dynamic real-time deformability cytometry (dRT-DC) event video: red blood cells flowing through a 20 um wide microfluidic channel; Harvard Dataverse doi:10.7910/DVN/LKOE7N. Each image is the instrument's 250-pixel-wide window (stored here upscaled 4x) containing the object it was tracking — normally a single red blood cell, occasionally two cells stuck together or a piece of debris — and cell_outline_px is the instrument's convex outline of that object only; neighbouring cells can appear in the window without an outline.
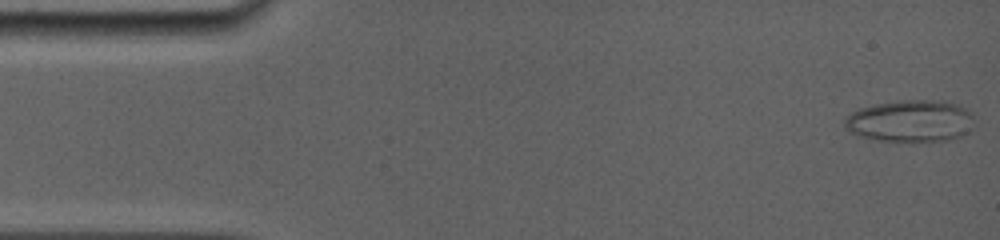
{"species": "common noctule bat (a hibernating species)", "species_latin": "Nyctalus noctula", "temperature_condition": "room temperature", "stored_images_in_passage": 37, "camera_frame_rate_fps": 5000, "um_per_image_px": 0.085, "animal": {"sex": "female", "body_mass_g": 19.0, "forearm_length_mm": 56.7}, "frame": {"image": 1, "passage_image": 1, "time_ms": 0.0, "image_size_px": [1000, 240], "cell_outline_px": [[972, 128], [968, 132], [960, 136], [948, 140], [876, 140], [860, 136], [848, 132], [844, 128], [844, 120], [852, 112], [860, 108], [876, 104], [900, 100], [944, 100], [964, 108], [972, 116]], "centroid_in_image_um": [77.35, 10.27], "position_along_channel_um": 7.7, "area_um2": 31.33}}
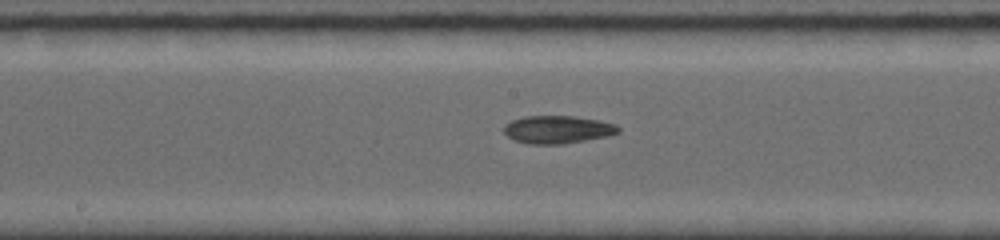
{"frame": {"image": 2, "passage_image": 21, "time_ms": 8.0, "image_size_px": [1000, 240], "cell_outline_px": [[620, 132], [608, 136], [564, 144], [528, 144], [516, 140], [508, 136], [504, 132], [504, 124], [512, 120], [524, 116], [576, 116], [600, 120], [616, 124], [620, 128]], "centroid_in_image_um": [47.42, 11.0], "position_along_channel_um": 200.8, "area_um2": 18.67}}
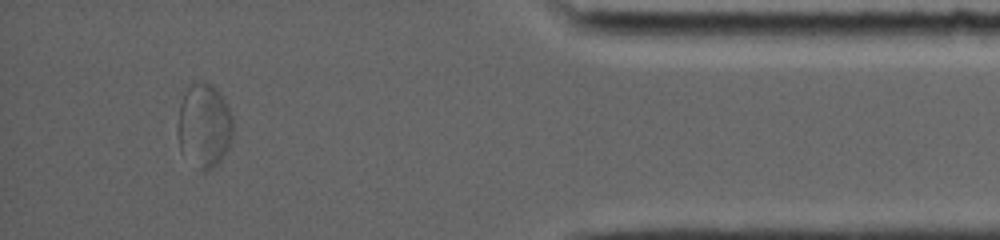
{"frame": {"image": 3, "passage_image": 33, "time_ms": 14.4, "image_size_px": [1000, 240], "cell_outline_px": [[232, 136], [228, 148], [220, 160], [212, 168], [200, 172], [180, 152], [176, 132], [176, 124], [180, 104], [184, 92], [188, 84], [196, 80], [200, 80], [212, 84], [220, 92], [228, 104], [232, 116]], "centroid_in_image_um": [17.31, 10.65], "position_along_channel_um": 417.9, "area_um2": 27.98}, "authors_computed_cell_mechanics": {"area_um2": 26.2412, "velocity_mm_per_s": 3.9043, "shape_relaxation_time_tau1_ms": null, "shape_relaxation_time_tau2_ms": 1.8704, "deformation_change_tau1": null, "deformation_change_tau2": 0.0729}}